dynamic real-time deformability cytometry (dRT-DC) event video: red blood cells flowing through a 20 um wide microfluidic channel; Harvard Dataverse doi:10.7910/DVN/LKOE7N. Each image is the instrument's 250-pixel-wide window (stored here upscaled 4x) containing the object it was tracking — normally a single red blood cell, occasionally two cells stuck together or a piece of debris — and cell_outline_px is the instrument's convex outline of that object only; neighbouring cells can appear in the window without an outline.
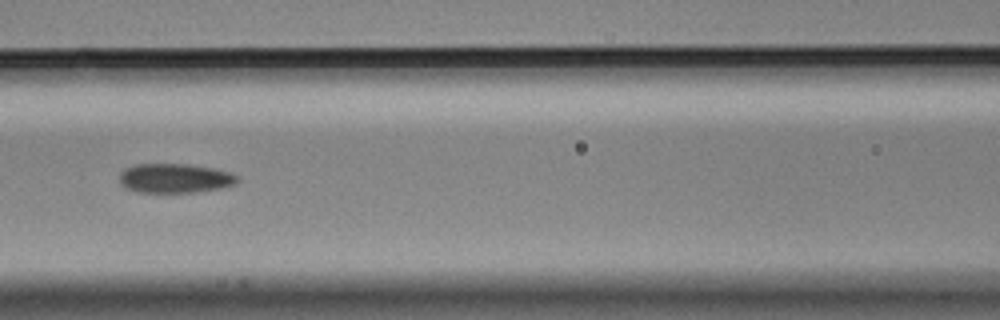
{"species": "Egyptian fruit bat (a non-hibernating species)", "species_latin": "Rousettus aegyptiacus", "temperature_condition": "cold", "stored_images_in_passage": 9, "segment_of_instrument_passage": [2, 2], "camera_frame_rate_fps": 3000, "um_per_image_px": 0.085, "animal": {"sex": "male"}, "frame": {"image": 1, "passage_image": 6, "time_ms": 1.667, "image_size_px": [1000, 320], "cell_outline_px": [[240, 180], [236, 184], [220, 188], [196, 192], [136, 192], [124, 188], [120, 184], [120, 172], [124, 168], [136, 164], [188, 164], [216, 168], [228, 172], [236, 176]], "centroid_in_image_um": [14.84, 15.15], "position_along_channel_um": 151.8, "area_um2": 20.35}}
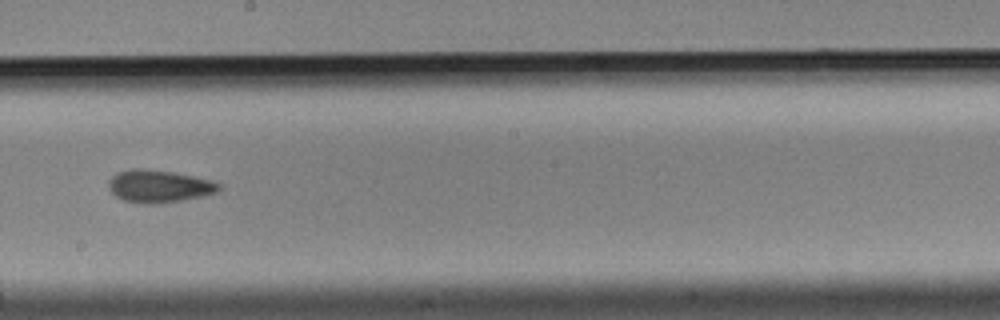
{"frame": {"image": 2, "passage_image": 8, "time_ms": 2.333, "image_size_px": [1000, 320], "cell_outline_px": [[220, 188], [216, 192], [200, 196], [180, 200], [156, 204], [144, 204], [124, 200], [116, 196], [112, 192], [108, 184], [108, 180], [116, 172], [132, 168], [140, 168], [172, 172], [212, 180], [220, 184]], "centroid_in_image_um": [13.47, 15.82], "position_along_channel_um": 234.7, "area_um2": 20.69}}
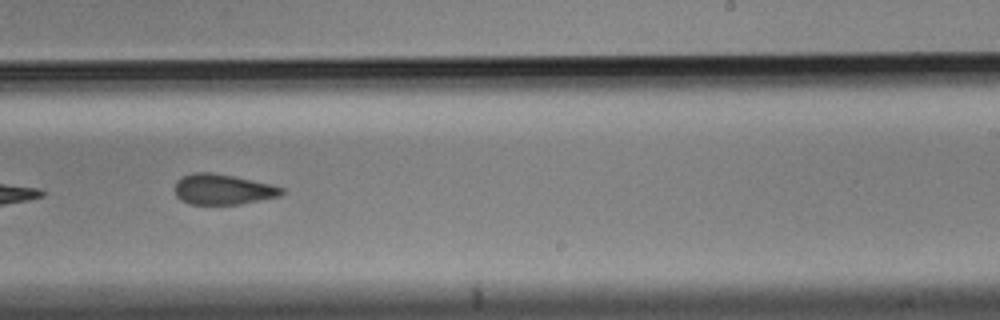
{"frame": {"image": 3, "passage_image": 9, "time_ms": 2.667, "image_size_px": [1000, 320], "cell_outline_px": [[284, 192], [280, 196], [240, 204], [188, 204], [180, 200], [176, 196], [172, 188], [176, 180], [192, 172], [208, 172], [232, 176], [272, 184], [284, 188]], "centroid_in_image_um": [18.89, 16.1], "position_along_channel_um": 270.1, "area_um2": 19.13}}